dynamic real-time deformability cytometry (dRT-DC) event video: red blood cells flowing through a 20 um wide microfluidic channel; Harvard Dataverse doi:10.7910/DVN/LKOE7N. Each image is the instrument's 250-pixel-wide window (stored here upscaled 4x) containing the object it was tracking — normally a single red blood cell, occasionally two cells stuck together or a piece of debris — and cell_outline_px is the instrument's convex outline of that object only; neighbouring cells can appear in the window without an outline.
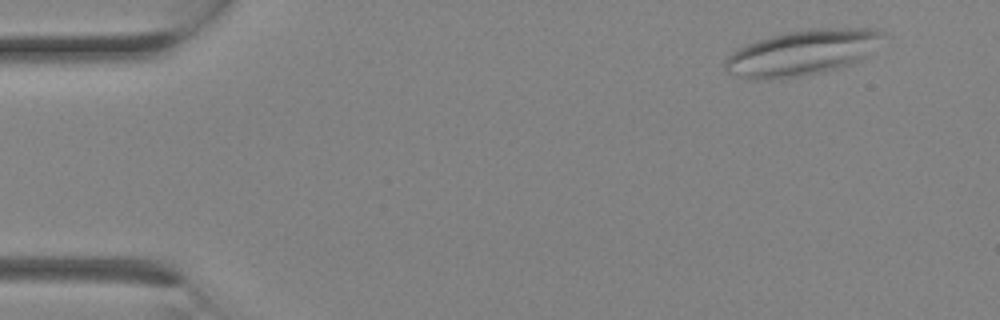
{"species": "Egyptian fruit bat (a non-hibernating species)", "species_latin": "Rousettus aegyptiacus", "temperature_condition": "room temperature", "stored_images_in_passage": 9, "camera_frame_rate_fps": 3000, "um_per_image_px": 0.085, "animal": {"sex": "female"}, "frame": {"image": 1, "passage_image": 2, "time_ms": 0.333, "image_size_px": [1000, 320], "cell_outline_px": [[888, 36], [864, 60], [840, 68], [824, 72], [800, 76], [764, 80], [748, 80], [724, 72], [724, 60], [732, 52], [748, 44], [772, 36], [788, 32], [808, 28], [880, 28]], "centroid_in_image_um": [68.27, 4.49], "position_along_channel_um": 16.7, "area_um2": 42.66}}